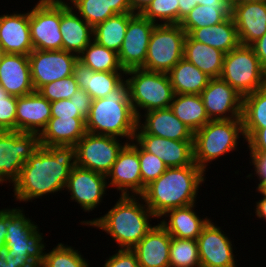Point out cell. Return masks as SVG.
I'll return each instance as SVG.
<instances>
[{
	"label": "cell",
	"instance_id": "9a60e30c",
	"mask_svg": "<svg viewBox=\"0 0 266 267\" xmlns=\"http://www.w3.org/2000/svg\"><path fill=\"white\" fill-rule=\"evenodd\" d=\"M200 96L210 120L242 119L243 96L220 77L211 78Z\"/></svg>",
	"mask_w": 266,
	"mask_h": 267
},
{
	"label": "cell",
	"instance_id": "cb8c5ba5",
	"mask_svg": "<svg viewBox=\"0 0 266 267\" xmlns=\"http://www.w3.org/2000/svg\"><path fill=\"white\" fill-rule=\"evenodd\" d=\"M60 0V32L62 50L78 56L93 40V28L80 16L73 7Z\"/></svg>",
	"mask_w": 266,
	"mask_h": 267
},
{
	"label": "cell",
	"instance_id": "ffe728a7",
	"mask_svg": "<svg viewBox=\"0 0 266 267\" xmlns=\"http://www.w3.org/2000/svg\"><path fill=\"white\" fill-rule=\"evenodd\" d=\"M51 119V104L38 91L17 97L16 131L40 134Z\"/></svg>",
	"mask_w": 266,
	"mask_h": 267
},
{
	"label": "cell",
	"instance_id": "4fadbf2b",
	"mask_svg": "<svg viewBox=\"0 0 266 267\" xmlns=\"http://www.w3.org/2000/svg\"><path fill=\"white\" fill-rule=\"evenodd\" d=\"M31 81L35 91L53 81L73 75L74 64L78 61L75 53L64 50H36L28 55Z\"/></svg>",
	"mask_w": 266,
	"mask_h": 267
},
{
	"label": "cell",
	"instance_id": "6f0895ef",
	"mask_svg": "<svg viewBox=\"0 0 266 267\" xmlns=\"http://www.w3.org/2000/svg\"><path fill=\"white\" fill-rule=\"evenodd\" d=\"M258 192L263 195V198L256 203L255 213L258 218L266 220V194L262 190H258Z\"/></svg>",
	"mask_w": 266,
	"mask_h": 267
},
{
	"label": "cell",
	"instance_id": "680465c9",
	"mask_svg": "<svg viewBox=\"0 0 266 267\" xmlns=\"http://www.w3.org/2000/svg\"><path fill=\"white\" fill-rule=\"evenodd\" d=\"M194 7L197 5L207 6H230L229 0H193Z\"/></svg>",
	"mask_w": 266,
	"mask_h": 267
},
{
	"label": "cell",
	"instance_id": "f546056e",
	"mask_svg": "<svg viewBox=\"0 0 266 267\" xmlns=\"http://www.w3.org/2000/svg\"><path fill=\"white\" fill-rule=\"evenodd\" d=\"M194 207L195 204H191L171 209L163 215L169 214V221L167 222L164 219L160 224L172 237L196 240L210 219L205 218L202 220L199 218L193 211Z\"/></svg>",
	"mask_w": 266,
	"mask_h": 267
},
{
	"label": "cell",
	"instance_id": "5b68a950",
	"mask_svg": "<svg viewBox=\"0 0 266 267\" xmlns=\"http://www.w3.org/2000/svg\"><path fill=\"white\" fill-rule=\"evenodd\" d=\"M128 94L133 111L140 121L139 108L145 112L169 108L174 97L173 87L167 73L134 68L125 71Z\"/></svg>",
	"mask_w": 266,
	"mask_h": 267
},
{
	"label": "cell",
	"instance_id": "7a4b0ae2",
	"mask_svg": "<svg viewBox=\"0 0 266 267\" xmlns=\"http://www.w3.org/2000/svg\"><path fill=\"white\" fill-rule=\"evenodd\" d=\"M204 171L193 163L190 166L167 168L156 180L145 187L139 196L155 215L196 203L197 190L204 182Z\"/></svg>",
	"mask_w": 266,
	"mask_h": 267
},
{
	"label": "cell",
	"instance_id": "7402d4cb",
	"mask_svg": "<svg viewBox=\"0 0 266 267\" xmlns=\"http://www.w3.org/2000/svg\"><path fill=\"white\" fill-rule=\"evenodd\" d=\"M172 236L159 223L131 250L136 254L139 267H170L169 253Z\"/></svg>",
	"mask_w": 266,
	"mask_h": 267
},
{
	"label": "cell",
	"instance_id": "f35d334b",
	"mask_svg": "<svg viewBox=\"0 0 266 267\" xmlns=\"http://www.w3.org/2000/svg\"><path fill=\"white\" fill-rule=\"evenodd\" d=\"M40 267H89V265L78 250L60 243L50 252L45 253Z\"/></svg>",
	"mask_w": 266,
	"mask_h": 267
},
{
	"label": "cell",
	"instance_id": "603a6c76",
	"mask_svg": "<svg viewBox=\"0 0 266 267\" xmlns=\"http://www.w3.org/2000/svg\"><path fill=\"white\" fill-rule=\"evenodd\" d=\"M0 45L6 54L28 56L34 50L30 37L29 12L0 15Z\"/></svg>",
	"mask_w": 266,
	"mask_h": 267
},
{
	"label": "cell",
	"instance_id": "74e56055",
	"mask_svg": "<svg viewBox=\"0 0 266 267\" xmlns=\"http://www.w3.org/2000/svg\"><path fill=\"white\" fill-rule=\"evenodd\" d=\"M170 267H201L197 240L171 238Z\"/></svg>",
	"mask_w": 266,
	"mask_h": 267
},
{
	"label": "cell",
	"instance_id": "8fae6325",
	"mask_svg": "<svg viewBox=\"0 0 266 267\" xmlns=\"http://www.w3.org/2000/svg\"><path fill=\"white\" fill-rule=\"evenodd\" d=\"M126 144H120L117 137L87 132L75 145L76 166L107 176Z\"/></svg>",
	"mask_w": 266,
	"mask_h": 267
},
{
	"label": "cell",
	"instance_id": "9f6ffc18",
	"mask_svg": "<svg viewBox=\"0 0 266 267\" xmlns=\"http://www.w3.org/2000/svg\"><path fill=\"white\" fill-rule=\"evenodd\" d=\"M153 0H129L131 11L141 14Z\"/></svg>",
	"mask_w": 266,
	"mask_h": 267
},
{
	"label": "cell",
	"instance_id": "d6a6232c",
	"mask_svg": "<svg viewBox=\"0 0 266 267\" xmlns=\"http://www.w3.org/2000/svg\"><path fill=\"white\" fill-rule=\"evenodd\" d=\"M170 109L193 133L210 121L202 98L197 94H175Z\"/></svg>",
	"mask_w": 266,
	"mask_h": 267
},
{
	"label": "cell",
	"instance_id": "3957f363",
	"mask_svg": "<svg viewBox=\"0 0 266 267\" xmlns=\"http://www.w3.org/2000/svg\"><path fill=\"white\" fill-rule=\"evenodd\" d=\"M138 119L133 111L124 80L105 98L94 99L86 119V131L95 135L126 137L132 142Z\"/></svg>",
	"mask_w": 266,
	"mask_h": 267
},
{
	"label": "cell",
	"instance_id": "5bb4252c",
	"mask_svg": "<svg viewBox=\"0 0 266 267\" xmlns=\"http://www.w3.org/2000/svg\"><path fill=\"white\" fill-rule=\"evenodd\" d=\"M158 22L153 23L142 14L129 13V22L118 58L124 71L144 66L151 33Z\"/></svg>",
	"mask_w": 266,
	"mask_h": 267
},
{
	"label": "cell",
	"instance_id": "91938a15",
	"mask_svg": "<svg viewBox=\"0 0 266 267\" xmlns=\"http://www.w3.org/2000/svg\"><path fill=\"white\" fill-rule=\"evenodd\" d=\"M258 2H266V0H229L231 9L235 5H240V4H243V3H258Z\"/></svg>",
	"mask_w": 266,
	"mask_h": 267
},
{
	"label": "cell",
	"instance_id": "8992f818",
	"mask_svg": "<svg viewBox=\"0 0 266 267\" xmlns=\"http://www.w3.org/2000/svg\"><path fill=\"white\" fill-rule=\"evenodd\" d=\"M240 135L244 136L242 119L210 120L194 133V163L205 172L207 163L237 148Z\"/></svg>",
	"mask_w": 266,
	"mask_h": 267
},
{
	"label": "cell",
	"instance_id": "7dc6e473",
	"mask_svg": "<svg viewBox=\"0 0 266 267\" xmlns=\"http://www.w3.org/2000/svg\"><path fill=\"white\" fill-rule=\"evenodd\" d=\"M104 267H139L136 254L131 249H119L107 259Z\"/></svg>",
	"mask_w": 266,
	"mask_h": 267
},
{
	"label": "cell",
	"instance_id": "e575fe53",
	"mask_svg": "<svg viewBox=\"0 0 266 267\" xmlns=\"http://www.w3.org/2000/svg\"><path fill=\"white\" fill-rule=\"evenodd\" d=\"M78 61L92 69L94 72H123L118 53L103 47L92 40L78 55Z\"/></svg>",
	"mask_w": 266,
	"mask_h": 267
},
{
	"label": "cell",
	"instance_id": "c3c4849f",
	"mask_svg": "<svg viewBox=\"0 0 266 267\" xmlns=\"http://www.w3.org/2000/svg\"><path fill=\"white\" fill-rule=\"evenodd\" d=\"M250 155L255 172L259 176L260 183L257 190H261L266 185V153H250Z\"/></svg>",
	"mask_w": 266,
	"mask_h": 267
},
{
	"label": "cell",
	"instance_id": "836d02e7",
	"mask_svg": "<svg viewBox=\"0 0 266 267\" xmlns=\"http://www.w3.org/2000/svg\"><path fill=\"white\" fill-rule=\"evenodd\" d=\"M129 13L116 14L93 28V40L116 53L124 41Z\"/></svg>",
	"mask_w": 266,
	"mask_h": 267
},
{
	"label": "cell",
	"instance_id": "6125c7cd",
	"mask_svg": "<svg viewBox=\"0 0 266 267\" xmlns=\"http://www.w3.org/2000/svg\"><path fill=\"white\" fill-rule=\"evenodd\" d=\"M6 55L4 48L0 45V63L2 62L3 57Z\"/></svg>",
	"mask_w": 266,
	"mask_h": 267
},
{
	"label": "cell",
	"instance_id": "f1b7e54d",
	"mask_svg": "<svg viewBox=\"0 0 266 267\" xmlns=\"http://www.w3.org/2000/svg\"><path fill=\"white\" fill-rule=\"evenodd\" d=\"M187 34L193 40L219 49L225 54L241 44L232 15L219 24L191 29Z\"/></svg>",
	"mask_w": 266,
	"mask_h": 267
},
{
	"label": "cell",
	"instance_id": "2e32d148",
	"mask_svg": "<svg viewBox=\"0 0 266 267\" xmlns=\"http://www.w3.org/2000/svg\"><path fill=\"white\" fill-rule=\"evenodd\" d=\"M107 176L92 170L75 166L69 175L66 189L84 211H92L102 201L106 187Z\"/></svg>",
	"mask_w": 266,
	"mask_h": 267
},
{
	"label": "cell",
	"instance_id": "4316f807",
	"mask_svg": "<svg viewBox=\"0 0 266 267\" xmlns=\"http://www.w3.org/2000/svg\"><path fill=\"white\" fill-rule=\"evenodd\" d=\"M86 133L84 118H51L39 134L40 145L75 146Z\"/></svg>",
	"mask_w": 266,
	"mask_h": 267
},
{
	"label": "cell",
	"instance_id": "b9f144b4",
	"mask_svg": "<svg viewBox=\"0 0 266 267\" xmlns=\"http://www.w3.org/2000/svg\"><path fill=\"white\" fill-rule=\"evenodd\" d=\"M137 152L139 155V163L141 169V194L145 187L151 182L159 178L167 169L166 165L154 154L145 151L137 144Z\"/></svg>",
	"mask_w": 266,
	"mask_h": 267
},
{
	"label": "cell",
	"instance_id": "11a10c76",
	"mask_svg": "<svg viewBox=\"0 0 266 267\" xmlns=\"http://www.w3.org/2000/svg\"><path fill=\"white\" fill-rule=\"evenodd\" d=\"M179 1V24L194 8L193 0H178Z\"/></svg>",
	"mask_w": 266,
	"mask_h": 267
},
{
	"label": "cell",
	"instance_id": "be15d7a7",
	"mask_svg": "<svg viewBox=\"0 0 266 267\" xmlns=\"http://www.w3.org/2000/svg\"><path fill=\"white\" fill-rule=\"evenodd\" d=\"M261 190L266 194V185Z\"/></svg>",
	"mask_w": 266,
	"mask_h": 267
},
{
	"label": "cell",
	"instance_id": "e0dca14e",
	"mask_svg": "<svg viewBox=\"0 0 266 267\" xmlns=\"http://www.w3.org/2000/svg\"><path fill=\"white\" fill-rule=\"evenodd\" d=\"M196 240L201 267H236L232 242L213 222L209 220Z\"/></svg>",
	"mask_w": 266,
	"mask_h": 267
},
{
	"label": "cell",
	"instance_id": "52a82bcc",
	"mask_svg": "<svg viewBox=\"0 0 266 267\" xmlns=\"http://www.w3.org/2000/svg\"><path fill=\"white\" fill-rule=\"evenodd\" d=\"M22 212L19 208L7 209L5 246L16 260H24L30 267H40L45 256L43 234Z\"/></svg>",
	"mask_w": 266,
	"mask_h": 267
},
{
	"label": "cell",
	"instance_id": "8d00e7d4",
	"mask_svg": "<svg viewBox=\"0 0 266 267\" xmlns=\"http://www.w3.org/2000/svg\"><path fill=\"white\" fill-rule=\"evenodd\" d=\"M243 129L265 128L266 124V86L243 96Z\"/></svg>",
	"mask_w": 266,
	"mask_h": 267
},
{
	"label": "cell",
	"instance_id": "1f68e13d",
	"mask_svg": "<svg viewBox=\"0 0 266 267\" xmlns=\"http://www.w3.org/2000/svg\"><path fill=\"white\" fill-rule=\"evenodd\" d=\"M167 74L174 94L200 95L211 79L185 58H182Z\"/></svg>",
	"mask_w": 266,
	"mask_h": 267
},
{
	"label": "cell",
	"instance_id": "9c48e42d",
	"mask_svg": "<svg viewBox=\"0 0 266 267\" xmlns=\"http://www.w3.org/2000/svg\"><path fill=\"white\" fill-rule=\"evenodd\" d=\"M185 39L180 24H156L142 69L168 73L183 58Z\"/></svg>",
	"mask_w": 266,
	"mask_h": 267
},
{
	"label": "cell",
	"instance_id": "f907efd6",
	"mask_svg": "<svg viewBox=\"0 0 266 267\" xmlns=\"http://www.w3.org/2000/svg\"><path fill=\"white\" fill-rule=\"evenodd\" d=\"M0 267H30L24 260H16L6 246L0 248Z\"/></svg>",
	"mask_w": 266,
	"mask_h": 267
},
{
	"label": "cell",
	"instance_id": "44dd1931",
	"mask_svg": "<svg viewBox=\"0 0 266 267\" xmlns=\"http://www.w3.org/2000/svg\"><path fill=\"white\" fill-rule=\"evenodd\" d=\"M144 117H146L144 123L140 124L141 121H138L135 134H151L177 141H193L194 133L174 115L170 107L148 111Z\"/></svg>",
	"mask_w": 266,
	"mask_h": 267
},
{
	"label": "cell",
	"instance_id": "94428289",
	"mask_svg": "<svg viewBox=\"0 0 266 267\" xmlns=\"http://www.w3.org/2000/svg\"><path fill=\"white\" fill-rule=\"evenodd\" d=\"M9 96H10V94L0 84V97H9Z\"/></svg>",
	"mask_w": 266,
	"mask_h": 267
},
{
	"label": "cell",
	"instance_id": "83f0119b",
	"mask_svg": "<svg viewBox=\"0 0 266 267\" xmlns=\"http://www.w3.org/2000/svg\"><path fill=\"white\" fill-rule=\"evenodd\" d=\"M73 76L78 87L86 91L93 100L105 98L124 81L119 72H94L80 61L74 64Z\"/></svg>",
	"mask_w": 266,
	"mask_h": 267
},
{
	"label": "cell",
	"instance_id": "6da1fadb",
	"mask_svg": "<svg viewBox=\"0 0 266 267\" xmlns=\"http://www.w3.org/2000/svg\"><path fill=\"white\" fill-rule=\"evenodd\" d=\"M75 166V146H41L25 162L19 179L13 184L16 199L27 202L64 190Z\"/></svg>",
	"mask_w": 266,
	"mask_h": 267
},
{
	"label": "cell",
	"instance_id": "484cf974",
	"mask_svg": "<svg viewBox=\"0 0 266 267\" xmlns=\"http://www.w3.org/2000/svg\"><path fill=\"white\" fill-rule=\"evenodd\" d=\"M0 84L16 97L34 92L28 56L6 54L0 63Z\"/></svg>",
	"mask_w": 266,
	"mask_h": 267
},
{
	"label": "cell",
	"instance_id": "816d5d0a",
	"mask_svg": "<svg viewBox=\"0 0 266 267\" xmlns=\"http://www.w3.org/2000/svg\"><path fill=\"white\" fill-rule=\"evenodd\" d=\"M107 7H110L115 14L133 13L129 0H104Z\"/></svg>",
	"mask_w": 266,
	"mask_h": 267
},
{
	"label": "cell",
	"instance_id": "30bf717a",
	"mask_svg": "<svg viewBox=\"0 0 266 267\" xmlns=\"http://www.w3.org/2000/svg\"><path fill=\"white\" fill-rule=\"evenodd\" d=\"M41 147L39 134L0 131V184L15 183L25 162Z\"/></svg>",
	"mask_w": 266,
	"mask_h": 267
},
{
	"label": "cell",
	"instance_id": "f6af8a7d",
	"mask_svg": "<svg viewBox=\"0 0 266 267\" xmlns=\"http://www.w3.org/2000/svg\"><path fill=\"white\" fill-rule=\"evenodd\" d=\"M50 104L51 118H83L77 110L75 97L50 102Z\"/></svg>",
	"mask_w": 266,
	"mask_h": 267
},
{
	"label": "cell",
	"instance_id": "277c9868",
	"mask_svg": "<svg viewBox=\"0 0 266 267\" xmlns=\"http://www.w3.org/2000/svg\"><path fill=\"white\" fill-rule=\"evenodd\" d=\"M134 197L132 193L130 196L121 195L107 214L83 223L104 230L120 249H132L154 227L149 223V218L155 217L146 204H140Z\"/></svg>",
	"mask_w": 266,
	"mask_h": 267
},
{
	"label": "cell",
	"instance_id": "db71d44e",
	"mask_svg": "<svg viewBox=\"0 0 266 267\" xmlns=\"http://www.w3.org/2000/svg\"><path fill=\"white\" fill-rule=\"evenodd\" d=\"M7 234V209L0 210V248L5 246V235Z\"/></svg>",
	"mask_w": 266,
	"mask_h": 267
},
{
	"label": "cell",
	"instance_id": "ee69618b",
	"mask_svg": "<svg viewBox=\"0 0 266 267\" xmlns=\"http://www.w3.org/2000/svg\"><path fill=\"white\" fill-rule=\"evenodd\" d=\"M17 97H0V131H16Z\"/></svg>",
	"mask_w": 266,
	"mask_h": 267
},
{
	"label": "cell",
	"instance_id": "d590c367",
	"mask_svg": "<svg viewBox=\"0 0 266 267\" xmlns=\"http://www.w3.org/2000/svg\"><path fill=\"white\" fill-rule=\"evenodd\" d=\"M231 6L197 5L180 22L186 34L191 29L213 26L231 16Z\"/></svg>",
	"mask_w": 266,
	"mask_h": 267
},
{
	"label": "cell",
	"instance_id": "60d3db41",
	"mask_svg": "<svg viewBox=\"0 0 266 267\" xmlns=\"http://www.w3.org/2000/svg\"><path fill=\"white\" fill-rule=\"evenodd\" d=\"M146 19L160 24H179V1L178 0H153L141 13Z\"/></svg>",
	"mask_w": 266,
	"mask_h": 267
},
{
	"label": "cell",
	"instance_id": "681fc988",
	"mask_svg": "<svg viewBox=\"0 0 266 267\" xmlns=\"http://www.w3.org/2000/svg\"><path fill=\"white\" fill-rule=\"evenodd\" d=\"M75 104L77 105V110L79 114L86 120L90 113V108L92 104V97L84 90L78 88L75 94Z\"/></svg>",
	"mask_w": 266,
	"mask_h": 267
},
{
	"label": "cell",
	"instance_id": "7bdbcfd3",
	"mask_svg": "<svg viewBox=\"0 0 266 267\" xmlns=\"http://www.w3.org/2000/svg\"><path fill=\"white\" fill-rule=\"evenodd\" d=\"M78 88L75 77L71 75L42 86L38 92L49 102H54L70 99Z\"/></svg>",
	"mask_w": 266,
	"mask_h": 267
},
{
	"label": "cell",
	"instance_id": "d4e9b609",
	"mask_svg": "<svg viewBox=\"0 0 266 267\" xmlns=\"http://www.w3.org/2000/svg\"><path fill=\"white\" fill-rule=\"evenodd\" d=\"M242 45H252L266 33V2L243 3L231 10Z\"/></svg>",
	"mask_w": 266,
	"mask_h": 267
},
{
	"label": "cell",
	"instance_id": "4dcf8cb0",
	"mask_svg": "<svg viewBox=\"0 0 266 267\" xmlns=\"http://www.w3.org/2000/svg\"><path fill=\"white\" fill-rule=\"evenodd\" d=\"M225 53L219 49L193 40L188 34L184 42V56L211 78H219L223 69Z\"/></svg>",
	"mask_w": 266,
	"mask_h": 267
},
{
	"label": "cell",
	"instance_id": "ba28073f",
	"mask_svg": "<svg viewBox=\"0 0 266 267\" xmlns=\"http://www.w3.org/2000/svg\"><path fill=\"white\" fill-rule=\"evenodd\" d=\"M220 78L242 96L266 86V70L250 45L240 44L224 55Z\"/></svg>",
	"mask_w": 266,
	"mask_h": 267
},
{
	"label": "cell",
	"instance_id": "f5cc1de1",
	"mask_svg": "<svg viewBox=\"0 0 266 267\" xmlns=\"http://www.w3.org/2000/svg\"><path fill=\"white\" fill-rule=\"evenodd\" d=\"M251 46L253 47L261 66L266 70V33Z\"/></svg>",
	"mask_w": 266,
	"mask_h": 267
},
{
	"label": "cell",
	"instance_id": "bcb514c9",
	"mask_svg": "<svg viewBox=\"0 0 266 267\" xmlns=\"http://www.w3.org/2000/svg\"><path fill=\"white\" fill-rule=\"evenodd\" d=\"M244 140L248 142L250 153H266V124L265 128L243 129Z\"/></svg>",
	"mask_w": 266,
	"mask_h": 267
},
{
	"label": "cell",
	"instance_id": "ab89813d",
	"mask_svg": "<svg viewBox=\"0 0 266 267\" xmlns=\"http://www.w3.org/2000/svg\"><path fill=\"white\" fill-rule=\"evenodd\" d=\"M82 17L92 28L116 14L107 7L104 0H70Z\"/></svg>",
	"mask_w": 266,
	"mask_h": 267
},
{
	"label": "cell",
	"instance_id": "d6986e66",
	"mask_svg": "<svg viewBox=\"0 0 266 267\" xmlns=\"http://www.w3.org/2000/svg\"><path fill=\"white\" fill-rule=\"evenodd\" d=\"M110 177L111 182L108 185L116 187L121 195H130L129 189L134 196L141 195V169L136 143L129 142L122 148L107 175V178Z\"/></svg>",
	"mask_w": 266,
	"mask_h": 267
},
{
	"label": "cell",
	"instance_id": "ac0fdd59",
	"mask_svg": "<svg viewBox=\"0 0 266 267\" xmlns=\"http://www.w3.org/2000/svg\"><path fill=\"white\" fill-rule=\"evenodd\" d=\"M134 140L145 151L162 160L167 168L190 166L194 163L193 141H177L151 134H135Z\"/></svg>",
	"mask_w": 266,
	"mask_h": 267
},
{
	"label": "cell",
	"instance_id": "7c38bea8",
	"mask_svg": "<svg viewBox=\"0 0 266 267\" xmlns=\"http://www.w3.org/2000/svg\"><path fill=\"white\" fill-rule=\"evenodd\" d=\"M29 27L34 49L62 50L60 0H39L29 12Z\"/></svg>",
	"mask_w": 266,
	"mask_h": 267
}]
</instances>
